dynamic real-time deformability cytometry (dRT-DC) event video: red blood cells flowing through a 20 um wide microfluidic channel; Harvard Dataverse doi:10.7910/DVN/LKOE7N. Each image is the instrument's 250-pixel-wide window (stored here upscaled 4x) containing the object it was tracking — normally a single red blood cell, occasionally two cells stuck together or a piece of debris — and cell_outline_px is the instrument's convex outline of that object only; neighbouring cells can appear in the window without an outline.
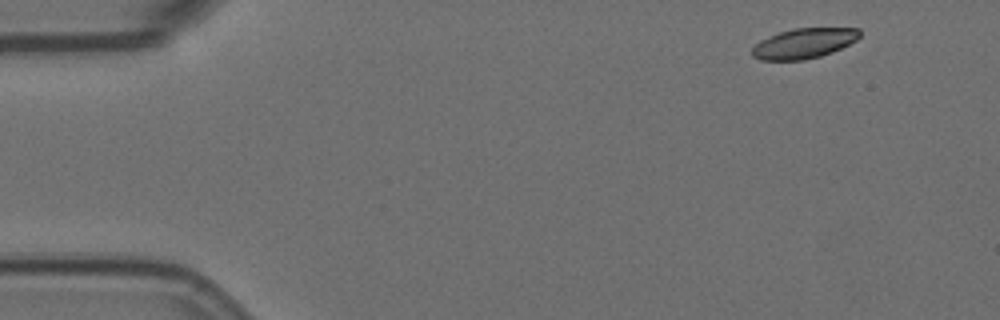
{"species": "Egyptian fruit bat (a non-hibernating species)", "species_latin": "Rousettus aegyptiacus", "temperature_condition": "room temperature", "stored_images_in_passage": 3, "camera_frame_rate_fps": 3000, "um_per_image_px": 0.085, "animal": {"sex": "female"}, "frame": {"image": 1, "passage_image": 1, "time_ms": 0.0, "image_size_px": [1000, 320], "cell_outline_px": [[860, 36], [856, 40], [832, 52], [820, 56], [804, 60], [760, 60], [752, 56], [752, 48], [760, 40], [780, 32], [792, 28], [860, 28]], "centroid_in_image_um": [68.32, 3.68], "position_along_channel_um": 16.7, "area_um2": 18.79}}